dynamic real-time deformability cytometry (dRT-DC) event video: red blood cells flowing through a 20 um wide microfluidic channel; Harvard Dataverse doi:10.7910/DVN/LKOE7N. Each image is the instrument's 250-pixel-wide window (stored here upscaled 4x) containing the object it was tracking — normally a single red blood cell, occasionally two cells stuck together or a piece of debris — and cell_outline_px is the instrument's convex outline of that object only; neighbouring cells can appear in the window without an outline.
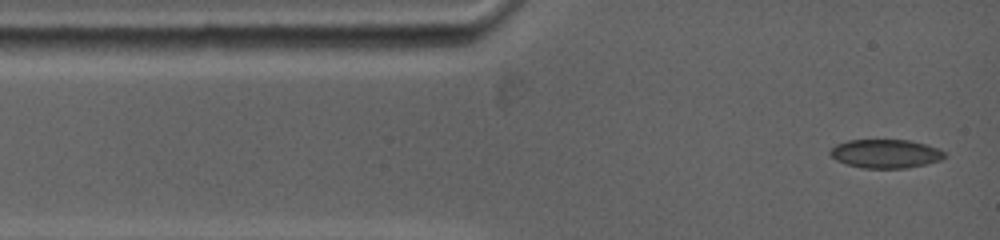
{"species": "common noctule bat (a hibernating species)", "species_latin": "Nyctalus noctula", "temperature_condition": "warm", "stored_images_in_passage": 17, "camera_frame_rate_fps": 5000, "um_per_image_px": 0.085, "animal": {"sex": "female", "body_mass_g": 19.0, "forearm_length_mm": 53.3}, "frame": {"image": 1, "passage_image": 1, "time_ms": 0.0, "image_size_px": [1000, 240], "cell_outline_px": [[948, 156], [940, 160], [908, 168], [864, 168], [848, 164], [836, 160], [828, 152], [836, 144], [848, 140], [908, 140], [940, 148]], "centroid_in_image_um": [75.29, 13.06], "position_along_channel_um": 9.7, "area_um2": 19.07}}
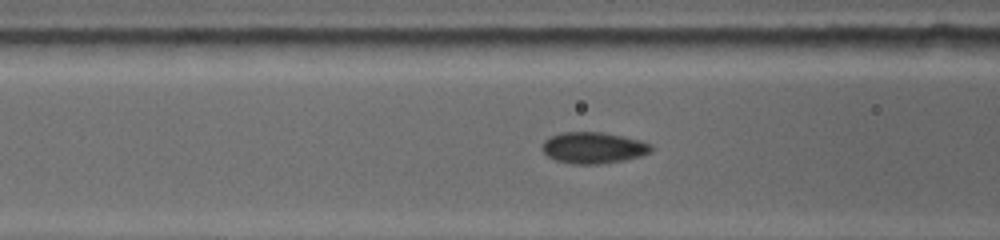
{"frame": {"image": 2, "passage_image": 10, "time_ms": 3.8, "image_size_px": [1000, 240], "cell_outline_px": [[652, 148], [648, 152], [640, 156], [624, 160], [596, 164], [572, 164], [556, 160], [548, 156], [540, 148], [544, 140], [560, 132], [600, 132], [640, 140], [652, 144]], "centroid_in_image_um": [50.39, 12.56], "position_along_channel_um": 116.2, "area_um2": 19.71}}
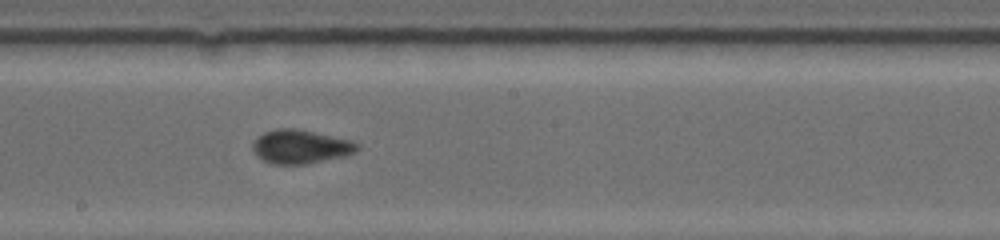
{"frame": {"image": 3, "passage_image": 17, "time_ms": 6.6, "image_size_px": [1000, 240], "cell_outline_px": [[360, 148], [344, 156], [304, 164], [272, 164], [256, 156], [252, 148], [252, 144], [256, 136], [264, 132], [276, 128], [300, 128], [352, 140], [360, 144]], "centroid_in_image_um": [25.52, 12.44], "position_along_channel_um": 222.7, "area_um2": 20.81}}